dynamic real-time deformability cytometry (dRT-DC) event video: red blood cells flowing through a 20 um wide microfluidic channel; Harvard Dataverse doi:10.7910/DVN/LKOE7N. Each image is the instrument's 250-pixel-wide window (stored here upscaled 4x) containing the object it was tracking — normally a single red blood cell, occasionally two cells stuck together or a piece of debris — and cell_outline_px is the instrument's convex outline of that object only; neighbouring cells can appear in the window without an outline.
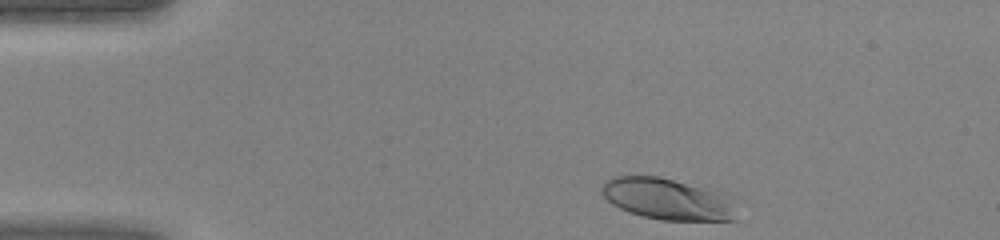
{"species": "human", "species_latin": "Homo sapiens", "temperature_condition": "warm", "stored_images_in_passage": 34, "camera_frame_rate_fps": 3000, "um_per_image_px": 0.085, "donor": {"sex": "female"}, "frame": {"image": 1, "passage_image": 1, "time_ms": 0.0, "image_size_px": [1000, 240], "cell_outline_px": [[736, 220], [660, 220], [628, 212], [612, 204], [600, 192], [600, 188], [604, 180], [612, 176], [660, 176], [728, 192], [732, 200]], "centroid_in_image_um": [56.75, 16.89], "position_along_channel_um": 28.2, "area_um2": 33.18}}
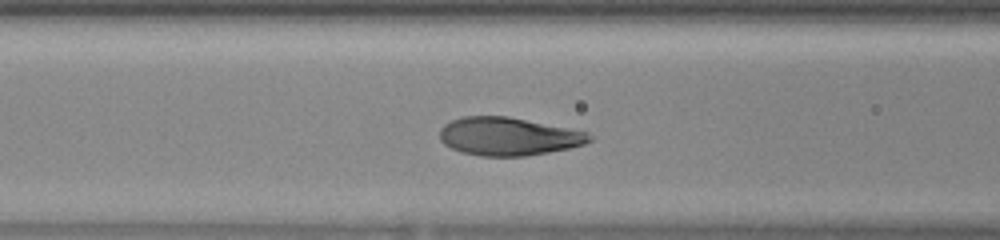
{"frame": {"image": 2, "passage_image": 12, "time_ms": 3.667, "image_size_px": [1000, 240], "cell_outline_px": [[596, 136], [592, 140], [584, 144], [568, 148], [528, 156], [480, 156], [460, 152], [444, 144], [440, 140], [440, 128], [444, 124], [452, 120], [464, 116], [508, 116], [588, 132]], "centroid_in_image_um": [43.22, 11.6], "position_along_channel_um": 123.4, "area_um2": 33.35}}
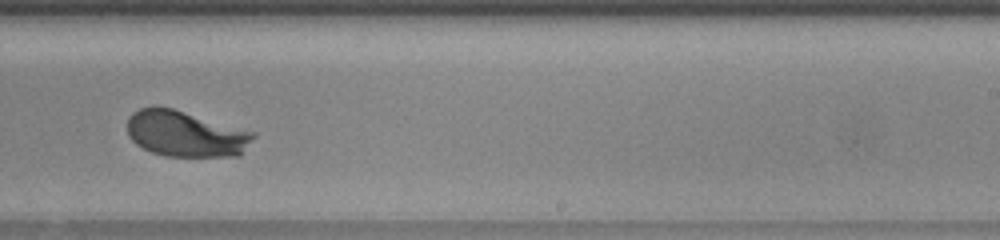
{"frame": {"image": 3, "passage_image": 22, "time_ms": 7.0, "image_size_px": [1000, 240], "cell_outline_px": [[256, 136], [240, 156], [164, 156], [152, 152], [136, 144], [128, 136], [128, 120], [132, 112], [140, 108], [172, 108], [256, 132]], "centroid_in_image_um": [15.81, 11.39], "position_along_channel_um": 273.2, "area_um2": 33.58}}